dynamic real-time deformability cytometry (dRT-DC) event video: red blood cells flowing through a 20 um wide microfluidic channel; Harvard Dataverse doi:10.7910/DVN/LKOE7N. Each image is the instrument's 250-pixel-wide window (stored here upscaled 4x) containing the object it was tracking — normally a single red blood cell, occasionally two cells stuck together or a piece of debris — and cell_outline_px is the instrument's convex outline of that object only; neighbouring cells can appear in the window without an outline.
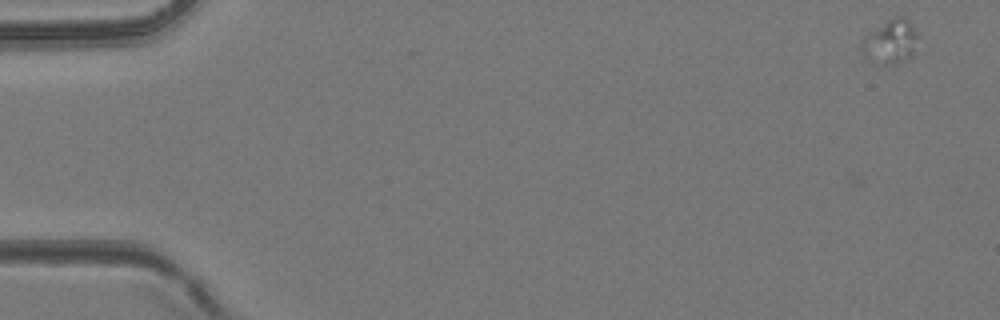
{"species": "common noctule bat (a hibernating species)", "species_latin": "Nyctalus noctula", "temperature_condition": "room temperature", "stored_images_in_passage": 17, "camera_frame_rate_fps": 3000, "um_per_image_px": 0.085, "animal": {"sex": "female", "body_mass_g": 24.6, "forearm_length_mm": 56.2}, "frame": {"image": 1, "passage_image": 1, "time_ms": 0.0, "image_size_px": [1000, 320], "cell_outline_px": [[920, 36], [916, 52], [908, 60], [896, 64], [876, 64], [864, 56], [860, 52], [860, 40], [868, 32], [888, 20], [896, 16], [904, 16], [908, 20]], "centroid_in_image_um": [75.7, 3.57], "position_along_channel_um": 9.3, "area_um2": 15.14}}
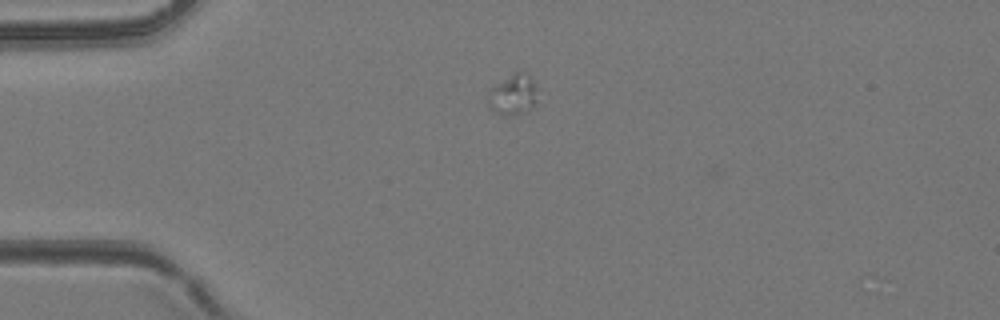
{"frame": {"image": 2, "passage_image": 11, "time_ms": 3.333, "image_size_px": [1000, 320], "cell_outline_px": [[536, 104], [528, 112], [512, 116], [496, 112], [488, 108], [488, 92], [496, 84], [520, 68], [528, 72], [536, 88]], "centroid_in_image_um": [43.63, 8.03], "position_along_channel_um": 41.4, "area_um2": 12.02}}